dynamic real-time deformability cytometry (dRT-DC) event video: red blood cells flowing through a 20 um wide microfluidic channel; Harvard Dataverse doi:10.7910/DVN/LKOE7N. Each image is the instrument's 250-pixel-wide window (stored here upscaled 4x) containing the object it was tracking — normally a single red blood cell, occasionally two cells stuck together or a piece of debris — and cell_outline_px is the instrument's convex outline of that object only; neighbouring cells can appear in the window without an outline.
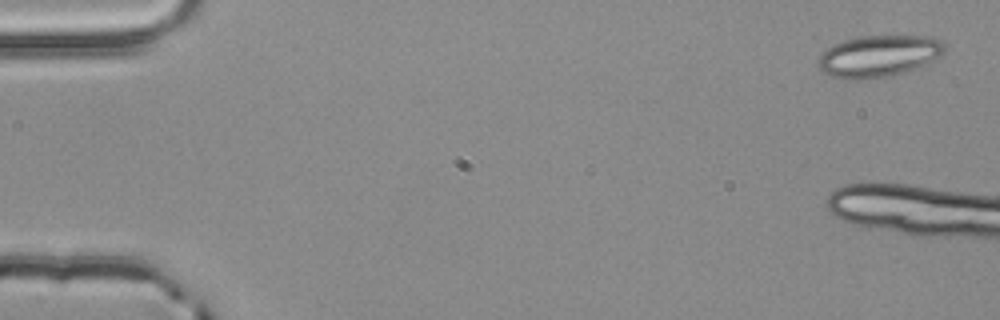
{"species": "common noctule bat (a hibernating species)", "species_latin": "Nyctalus noctula", "temperature_condition": "room temperature", "stored_images_in_passage": 6, "camera_frame_rate_fps": 3000, "um_per_image_px": 0.085, "animal": {"sex": "male", "body_mass_g": 20.4}, "frame": {"image": 1, "passage_image": 1, "time_ms": 0.0, "image_size_px": [1000, 320], "cell_outline_px": [[944, 52], [940, 56], [916, 68], [904, 72], [888, 76], [860, 80], [852, 80], [828, 76], [820, 68], [820, 56], [832, 44], [844, 40], [860, 36], [928, 36], [940, 40], [944, 44]], "centroid_in_image_um": [74.68, 4.77], "position_along_channel_um": 10.3, "area_um2": 30.46}}